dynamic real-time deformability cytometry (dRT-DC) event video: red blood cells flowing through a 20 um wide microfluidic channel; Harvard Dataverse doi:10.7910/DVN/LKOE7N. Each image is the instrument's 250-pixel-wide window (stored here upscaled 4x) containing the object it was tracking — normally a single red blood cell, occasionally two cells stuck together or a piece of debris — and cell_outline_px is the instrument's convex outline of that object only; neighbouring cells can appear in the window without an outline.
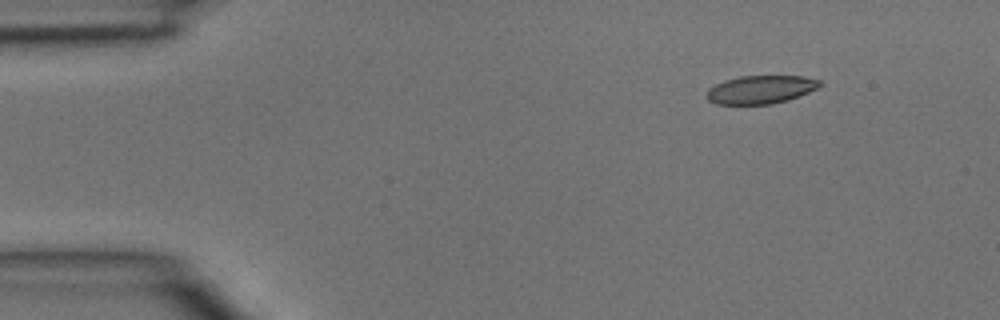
{"species": "common noctule bat (a hibernating species)", "species_latin": "Nyctalus noctula", "temperature_condition": "room temperature", "stored_images_in_passage": 5, "segment_of_instrument_passage": [1, 2], "camera_frame_rate_fps": 3000, "um_per_image_px": 0.085, "animal": {"sex": "male", "body_mass_g": 15.6}, "frame": {"image": 1, "passage_image": 2, "time_ms": 0.333, "image_size_px": [1000, 320], "cell_outline_px": [[824, 84], [800, 96], [788, 100], [772, 104], [716, 104], [708, 100], [708, 88], [724, 80], [740, 76], [804, 76], [820, 80]], "centroid_in_image_um": [64.68, 7.61], "position_along_channel_um": 20.3, "area_um2": 18.61}}